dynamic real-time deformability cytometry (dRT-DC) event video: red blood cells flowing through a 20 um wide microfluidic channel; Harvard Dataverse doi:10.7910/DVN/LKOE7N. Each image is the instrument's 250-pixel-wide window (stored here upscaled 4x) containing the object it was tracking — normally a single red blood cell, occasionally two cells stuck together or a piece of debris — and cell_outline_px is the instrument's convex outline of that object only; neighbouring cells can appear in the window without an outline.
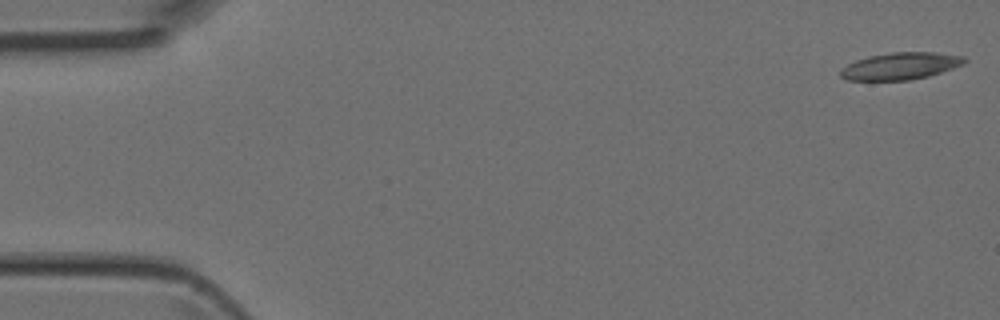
{"species": "Egyptian fruit bat (a non-hibernating species)", "species_latin": "Rousettus aegyptiacus", "temperature_condition": "room temperature", "stored_images_in_passage": 5, "camera_frame_rate_fps": 3000, "um_per_image_px": 0.085, "animal": {"sex": "female"}, "frame": {"image": 1, "passage_image": 1, "time_ms": 0.0, "image_size_px": [1000, 320], "cell_outline_px": [[968, 60], [964, 64], [928, 76], [908, 80], [848, 80], [840, 76], [840, 68], [856, 60], [868, 56], [892, 52], [936, 52], [964, 56]], "centroid_in_image_um": [76.54, 5.6], "position_along_channel_um": 8.5, "area_um2": 19.54}}
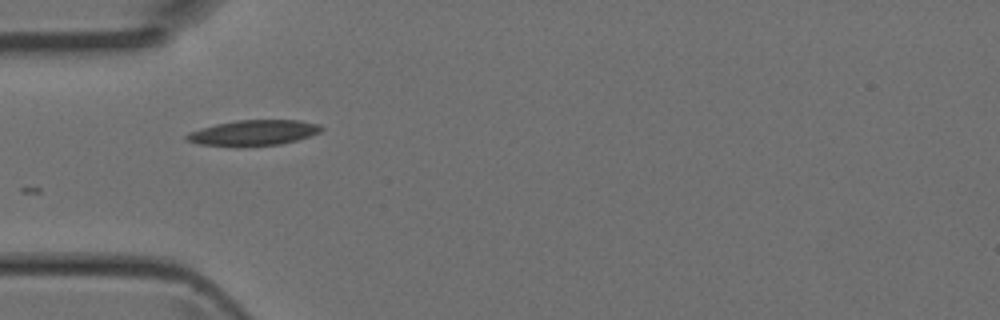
{"frame": {"image": 2, "passage_image": 5, "time_ms": 1.333, "image_size_px": [1000, 320], "cell_outline_px": [[324, 128], [320, 132], [296, 140], [280, 144], [240, 148], [196, 144], [184, 140], [184, 136], [188, 132], [200, 128], [216, 124], [236, 120], [300, 120], [320, 124]], "centroid_in_image_um": [21.47, 11.31], "position_along_channel_um": 63.5, "area_um2": 20.58}}